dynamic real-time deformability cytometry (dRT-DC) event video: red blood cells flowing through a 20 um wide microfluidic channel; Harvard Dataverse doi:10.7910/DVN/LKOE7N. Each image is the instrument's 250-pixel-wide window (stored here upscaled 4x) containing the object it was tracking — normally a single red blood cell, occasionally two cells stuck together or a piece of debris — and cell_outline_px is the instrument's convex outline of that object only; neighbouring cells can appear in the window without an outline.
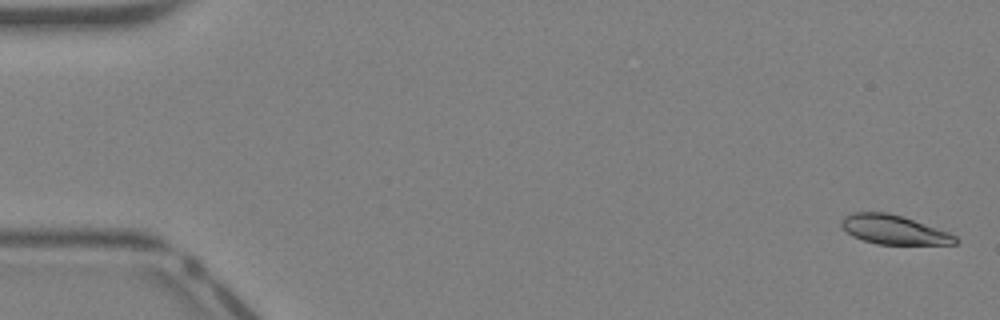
{"species": "Egyptian fruit bat (a non-hibernating species)", "species_latin": "Rousettus aegyptiacus", "temperature_condition": "warm", "stored_images_in_passage": 41, "camera_frame_rate_fps": 3000, "um_per_image_px": 0.085, "animal": {"sex": "female"}, "frame": {"image": 1, "passage_image": 1, "time_ms": 0.0, "image_size_px": [1000, 320], "cell_outline_px": [[960, 240], [956, 244], [876, 244], [852, 236], [840, 224], [840, 220], [844, 216], [852, 212], [884, 212], [900, 216], [948, 232], [956, 236]], "centroid_in_image_um": [75.95, 19.53], "position_along_channel_um": 9.1, "area_um2": 19.07}}
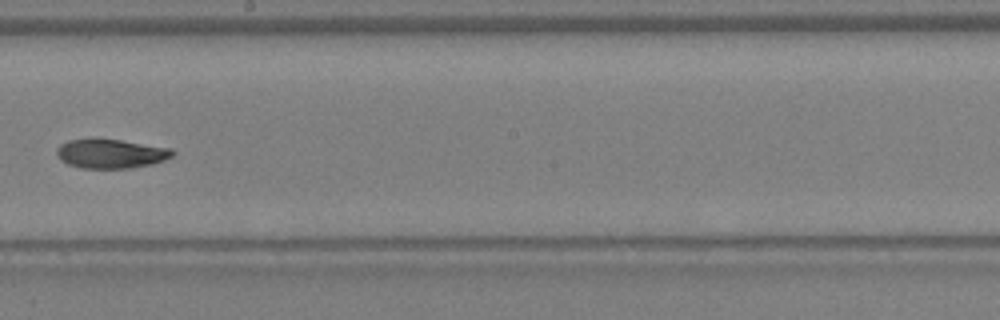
{"frame": {"image": 2, "passage_image": 24, "time_ms": 7.667, "image_size_px": [1000, 320], "cell_outline_px": [[176, 152], [172, 156], [164, 160], [152, 164], [128, 168], [80, 168], [68, 164], [60, 160], [56, 152], [60, 144], [68, 140], [120, 140], [172, 148]], "centroid_in_image_um": [9.44, 13.08], "position_along_channel_um": 238.8, "area_um2": 19.42}}
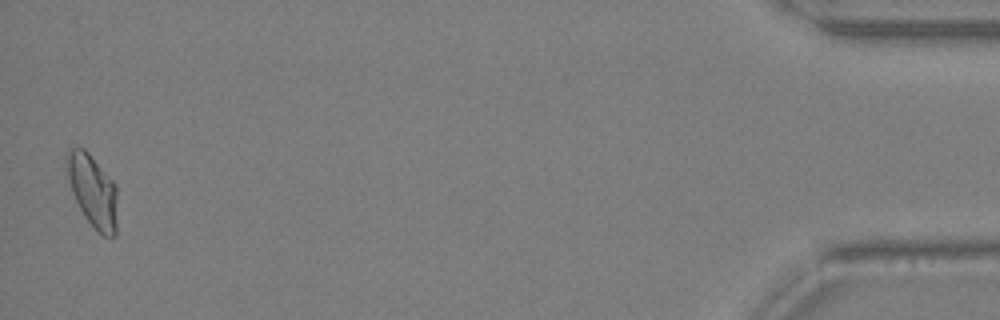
{"frame": {"image": 3, "passage_image": 41, "time_ms": 13.333, "image_size_px": [1000, 320], "cell_outline_px": [[116, 236], [104, 236], [84, 216], [72, 192], [68, 180], [64, 164], [64, 156], [72, 148], [84, 148], [88, 152], [116, 184]], "centroid_in_image_um": [7.85, 16.17], "position_along_channel_um": 427.4, "area_um2": 21.21}, "authors_computed_cell_mechanics": {"area_um2": 19.941, "velocity_mm_per_s": 4.9566, "shape_relaxation_time_tau1_ms": null, "shape_relaxation_time_tau2_ms": 3.6367, "deformation_change_tau1": null, "deformation_change_tau2": 0.0826}}